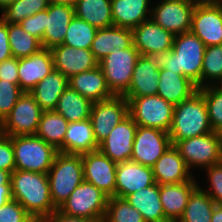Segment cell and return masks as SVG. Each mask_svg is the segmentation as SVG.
<instances>
[{
    "label": "cell",
    "mask_w": 222,
    "mask_h": 222,
    "mask_svg": "<svg viewBox=\"0 0 222 222\" xmlns=\"http://www.w3.org/2000/svg\"><path fill=\"white\" fill-rule=\"evenodd\" d=\"M11 188L13 200L32 217L48 218L56 210L47 174L16 169L11 174Z\"/></svg>",
    "instance_id": "obj_1"
},
{
    "label": "cell",
    "mask_w": 222,
    "mask_h": 222,
    "mask_svg": "<svg viewBox=\"0 0 222 222\" xmlns=\"http://www.w3.org/2000/svg\"><path fill=\"white\" fill-rule=\"evenodd\" d=\"M205 44L191 31L174 36L172 50L159 56L160 67L182 74L201 88Z\"/></svg>",
    "instance_id": "obj_2"
},
{
    "label": "cell",
    "mask_w": 222,
    "mask_h": 222,
    "mask_svg": "<svg viewBox=\"0 0 222 222\" xmlns=\"http://www.w3.org/2000/svg\"><path fill=\"white\" fill-rule=\"evenodd\" d=\"M213 132L206 102L198 90L190 98L174 105L169 136L172 145L178 141Z\"/></svg>",
    "instance_id": "obj_3"
},
{
    "label": "cell",
    "mask_w": 222,
    "mask_h": 222,
    "mask_svg": "<svg viewBox=\"0 0 222 222\" xmlns=\"http://www.w3.org/2000/svg\"><path fill=\"white\" fill-rule=\"evenodd\" d=\"M47 175L52 203L58 209L84 181L82 155L58 152Z\"/></svg>",
    "instance_id": "obj_4"
},
{
    "label": "cell",
    "mask_w": 222,
    "mask_h": 222,
    "mask_svg": "<svg viewBox=\"0 0 222 222\" xmlns=\"http://www.w3.org/2000/svg\"><path fill=\"white\" fill-rule=\"evenodd\" d=\"M16 169L47 174L59 152L36 135L11 136Z\"/></svg>",
    "instance_id": "obj_5"
},
{
    "label": "cell",
    "mask_w": 222,
    "mask_h": 222,
    "mask_svg": "<svg viewBox=\"0 0 222 222\" xmlns=\"http://www.w3.org/2000/svg\"><path fill=\"white\" fill-rule=\"evenodd\" d=\"M129 115L138 126L169 132L173 122L174 105L159 95L125 97Z\"/></svg>",
    "instance_id": "obj_6"
},
{
    "label": "cell",
    "mask_w": 222,
    "mask_h": 222,
    "mask_svg": "<svg viewBox=\"0 0 222 222\" xmlns=\"http://www.w3.org/2000/svg\"><path fill=\"white\" fill-rule=\"evenodd\" d=\"M108 199L95 185L84 180L58 210L68 216L103 222Z\"/></svg>",
    "instance_id": "obj_7"
},
{
    "label": "cell",
    "mask_w": 222,
    "mask_h": 222,
    "mask_svg": "<svg viewBox=\"0 0 222 222\" xmlns=\"http://www.w3.org/2000/svg\"><path fill=\"white\" fill-rule=\"evenodd\" d=\"M139 56L138 50L132 45L126 49H112L110 54L99 62L113 95L124 96L128 92L134 66Z\"/></svg>",
    "instance_id": "obj_8"
},
{
    "label": "cell",
    "mask_w": 222,
    "mask_h": 222,
    "mask_svg": "<svg viewBox=\"0 0 222 222\" xmlns=\"http://www.w3.org/2000/svg\"><path fill=\"white\" fill-rule=\"evenodd\" d=\"M180 152L188 168L205 169L222 162V147L218 132L207 133L178 141L174 145Z\"/></svg>",
    "instance_id": "obj_9"
},
{
    "label": "cell",
    "mask_w": 222,
    "mask_h": 222,
    "mask_svg": "<svg viewBox=\"0 0 222 222\" xmlns=\"http://www.w3.org/2000/svg\"><path fill=\"white\" fill-rule=\"evenodd\" d=\"M43 110L30 92H24L0 123V133L8 136L35 135Z\"/></svg>",
    "instance_id": "obj_10"
},
{
    "label": "cell",
    "mask_w": 222,
    "mask_h": 222,
    "mask_svg": "<svg viewBox=\"0 0 222 222\" xmlns=\"http://www.w3.org/2000/svg\"><path fill=\"white\" fill-rule=\"evenodd\" d=\"M129 115L128 100L124 96L94 102L91 109L90 120L93 133L99 145L110 131Z\"/></svg>",
    "instance_id": "obj_11"
},
{
    "label": "cell",
    "mask_w": 222,
    "mask_h": 222,
    "mask_svg": "<svg viewBox=\"0 0 222 222\" xmlns=\"http://www.w3.org/2000/svg\"><path fill=\"white\" fill-rule=\"evenodd\" d=\"M190 31L206 47L222 45V0L195 6Z\"/></svg>",
    "instance_id": "obj_12"
},
{
    "label": "cell",
    "mask_w": 222,
    "mask_h": 222,
    "mask_svg": "<svg viewBox=\"0 0 222 222\" xmlns=\"http://www.w3.org/2000/svg\"><path fill=\"white\" fill-rule=\"evenodd\" d=\"M171 145L168 132L138 126L130 160L152 167Z\"/></svg>",
    "instance_id": "obj_13"
},
{
    "label": "cell",
    "mask_w": 222,
    "mask_h": 222,
    "mask_svg": "<svg viewBox=\"0 0 222 222\" xmlns=\"http://www.w3.org/2000/svg\"><path fill=\"white\" fill-rule=\"evenodd\" d=\"M133 45L142 56L159 57L172 50L174 36L151 18L132 29Z\"/></svg>",
    "instance_id": "obj_14"
},
{
    "label": "cell",
    "mask_w": 222,
    "mask_h": 222,
    "mask_svg": "<svg viewBox=\"0 0 222 222\" xmlns=\"http://www.w3.org/2000/svg\"><path fill=\"white\" fill-rule=\"evenodd\" d=\"M194 5L180 0H161L151 8V19L173 35L190 31Z\"/></svg>",
    "instance_id": "obj_15"
},
{
    "label": "cell",
    "mask_w": 222,
    "mask_h": 222,
    "mask_svg": "<svg viewBox=\"0 0 222 222\" xmlns=\"http://www.w3.org/2000/svg\"><path fill=\"white\" fill-rule=\"evenodd\" d=\"M84 180L95 185L109 198L115 196L116 165L99 150L82 154Z\"/></svg>",
    "instance_id": "obj_16"
},
{
    "label": "cell",
    "mask_w": 222,
    "mask_h": 222,
    "mask_svg": "<svg viewBox=\"0 0 222 222\" xmlns=\"http://www.w3.org/2000/svg\"><path fill=\"white\" fill-rule=\"evenodd\" d=\"M137 128L138 125L128 115L110 131L98 150L116 163L130 160Z\"/></svg>",
    "instance_id": "obj_17"
},
{
    "label": "cell",
    "mask_w": 222,
    "mask_h": 222,
    "mask_svg": "<svg viewBox=\"0 0 222 222\" xmlns=\"http://www.w3.org/2000/svg\"><path fill=\"white\" fill-rule=\"evenodd\" d=\"M51 52L54 69L61 72L67 79L99 66V62L95 59L90 49L59 44L52 47Z\"/></svg>",
    "instance_id": "obj_18"
},
{
    "label": "cell",
    "mask_w": 222,
    "mask_h": 222,
    "mask_svg": "<svg viewBox=\"0 0 222 222\" xmlns=\"http://www.w3.org/2000/svg\"><path fill=\"white\" fill-rule=\"evenodd\" d=\"M155 183L152 167L131 160L116 165L115 197L125 199L128 195Z\"/></svg>",
    "instance_id": "obj_19"
},
{
    "label": "cell",
    "mask_w": 222,
    "mask_h": 222,
    "mask_svg": "<svg viewBox=\"0 0 222 222\" xmlns=\"http://www.w3.org/2000/svg\"><path fill=\"white\" fill-rule=\"evenodd\" d=\"M54 70L51 49L42 48L28 57L18 58L19 87L30 92L40 81Z\"/></svg>",
    "instance_id": "obj_20"
},
{
    "label": "cell",
    "mask_w": 222,
    "mask_h": 222,
    "mask_svg": "<svg viewBox=\"0 0 222 222\" xmlns=\"http://www.w3.org/2000/svg\"><path fill=\"white\" fill-rule=\"evenodd\" d=\"M159 77L158 57L140 55L134 66L129 90L124 97L157 95Z\"/></svg>",
    "instance_id": "obj_21"
},
{
    "label": "cell",
    "mask_w": 222,
    "mask_h": 222,
    "mask_svg": "<svg viewBox=\"0 0 222 222\" xmlns=\"http://www.w3.org/2000/svg\"><path fill=\"white\" fill-rule=\"evenodd\" d=\"M152 171L158 185L190 181L194 177L174 145H171L156 161Z\"/></svg>",
    "instance_id": "obj_22"
},
{
    "label": "cell",
    "mask_w": 222,
    "mask_h": 222,
    "mask_svg": "<svg viewBox=\"0 0 222 222\" xmlns=\"http://www.w3.org/2000/svg\"><path fill=\"white\" fill-rule=\"evenodd\" d=\"M198 186L194 178L190 181L159 185L160 201L167 221L178 222L190 195Z\"/></svg>",
    "instance_id": "obj_23"
},
{
    "label": "cell",
    "mask_w": 222,
    "mask_h": 222,
    "mask_svg": "<svg viewBox=\"0 0 222 222\" xmlns=\"http://www.w3.org/2000/svg\"><path fill=\"white\" fill-rule=\"evenodd\" d=\"M75 16L74 7L49 4L45 9V32L42 37V47L51 49L63 44L66 31Z\"/></svg>",
    "instance_id": "obj_24"
},
{
    "label": "cell",
    "mask_w": 222,
    "mask_h": 222,
    "mask_svg": "<svg viewBox=\"0 0 222 222\" xmlns=\"http://www.w3.org/2000/svg\"><path fill=\"white\" fill-rule=\"evenodd\" d=\"M68 86L93 103L113 97L100 66L68 79Z\"/></svg>",
    "instance_id": "obj_25"
},
{
    "label": "cell",
    "mask_w": 222,
    "mask_h": 222,
    "mask_svg": "<svg viewBox=\"0 0 222 222\" xmlns=\"http://www.w3.org/2000/svg\"><path fill=\"white\" fill-rule=\"evenodd\" d=\"M149 2L151 0H111L113 26L134 29L149 20L152 10Z\"/></svg>",
    "instance_id": "obj_26"
},
{
    "label": "cell",
    "mask_w": 222,
    "mask_h": 222,
    "mask_svg": "<svg viewBox=\"0 0 222 222\" xmlns=\"http://www.w3.org/2000/svg\"><path fill=\"white\" fill-rule=\"evenodd\" d=\"M133 45L132 29L111 26L99 28L93 39L91 52L95 59L100 62L110 54L112 49H126Z\"/></svg>",
    "instance_id": "obj_27"
},
{
    "label": "cell",
    "mask_w": 222,
    "mask_h": 222,
    "mask_svg": "<svg viewBox=\"0 0 222 222\" xmlns=\"http://www.w3.org/2000/svg\"><path fill=\"white\" fill-rule=\"evenodd\" d=\"M197 91V85L189 78L160 67L157 95L166 101L177 105Z\"/></svg>",
    "instance_id": "obj_28"
},
{
    "label": "cell",
    "mask_w": 222,
    "mask_h": 222,
    "mask_svg": "<svg viewBox=\"0 0 222 222\" xmlns=\"http://www.w3.org/2000/svg\"><path fill=\"white\" fill-rule=\"evenodd\" d=\"M125 199L142 214L145 222H167L157 183L140 189Z\"/></svg>",
    "instance_id": "obj_29"
},
{
    "label": "cell",
    "mask_w": 222,
    "mask_h": 222,
    "mask_svg": "<svg viewBox=\"0 0 222 222\" xmlns=\"http://www.w3.org/2000/svg\"><path fill=\"white\" fill-rule=\"evenodd\" d=\"M67 87L68 79L54 69L30 91V94L43 111H54Z\"/></svg>",
    "instance_id": "obj_30"
},
{
    "label": "cell",
    "mask_w": 222,
    "mask_h": 222,
    "mask_svg": "<svg viewBox=\"0 0 222 222\" xmlns=\"http://www.w3.org/2000/svg\"><path fill=\"white\" fill-rule=\"evenodd\" d=\"M90 118L70 122L64 138V153L85 154L98 150Z\"/></svg>",
    "instance_id": "obj_31"
},
{
    "label": "cell",
    "mask_w": 222,
    "mask_h": 222,
    "mask_svg": "<svg viewBox=\"0 0 222 222\" xmlns=\"http://www.w3.org/2000/svg\"><path fill=\"white\" fill-rule=\"evenodd\" d=\"M92 105L91 100L68 86L60 96L54 111L62 115L69 123L78 122L90 118Z\"/></svg>",
    "instance_id": "obj_32"
},
{
    "label": "cell",
    "mask_w": 222,
    "mask_h": 222,
    "mask_svg": "<svg viewBox=\"0 0 222 222\" xmlns=\"http://www.w3.org/2000/svg\"><path fill=\"white\" fill-rule=\"evenodd\" d=\"M69 122L55 111H43L36 136L64 153V138Z\"/></svg>",
    "instance_id": "obj_33"
},
{
    "label": "cell",
    "mask_w": 222,
    "mask_h": 222,
    "mask_svg": "<svg viewBox=\"0 0 222 222\" xmlns=\"http://www.w3.org/2000/svg\"><path fill=\"white\" fill-rule=\"evenodd\" d=\"M75 16L96 28L113 26L111 0H78Z\"/></svg>",
    "instance_id": "obj_34"
},
{
    "label": "cell",
    "mask_w": 222,
    "mask_h": 222,
    "mask_svg": "<svg viewBox=\"0 0 222 222\" xmlns=\"http://www.w3.org/2000/svg\"><path fill=\"white\" fill-rule=\"evenodd\" d=\"M215 205L214 200L198 186L190 195L178 222H211Z\"/></svg>",
    "instance_id": "obj_35"
},
{
    "label": "cell",
    "mask_w": 222,
    "mask_h": 222,
    "mask_svg": "<svg viewBox=\"0 0 222 222\" xmlns=\"http://www.w3.org/2000/svg\"><path fill=\"white\" fill-rule=\"evenodd\" d=\"M8 41L15 58L31 56L43 48L41 41L26 32L19 23H8Z\"/></svg>",
    "instance_id": "obj_36"
},
{
    "label": "cell",
    "mask_w": 222,
    "mask_h": 222,
    "mask_svg": "<svg viewBox=\"0 0 222 222\" xmlns=\"http://www.w3.org/2000/svg\"><path fill=\"white\" fill-rule=\"evenodd\" d=\"M206 80L209 83L212 82L209 84ZM208 85H222V45H211L205 48L201 72V88Z\"/></svg>",
    "instance_id": "obj_37"
},
{
    "label": "cell",
    "mask_w": 222,
    "mask_h": 222,
    "mask_svg": "<svg viewBox=\"0 0 222 222\" xmlns=\"http://www.w3.org/2000/svg\"><path fill=\"white\" fill-rule=\"evenodd\" d=\"M98 28L74 16L70 22L63 44L82 49H91Z\"/></svg>",
    "instance_id": "obj_38"
},
{
    "label": "cell",
    "mask_w": 222,
    "mask_h": 222,
    "mask_svg": "<svg viewBox=\"0 0 222 222\" xmlns=\"http://www.w3.org/2000/svg\"><path fill=\"white\" fill-rule=\"evenodd\" d=\"M49 4L48 0H15L2 11L1 18L6 23H20L26 17L47 9Z\"/></svg>",
    "instance_id": "obj_39"
},
{
    "label": "cell",
    "mask_w": 222,
    "mask_h": 222,
    "mask_svg": "<svg viewBox=\"0 0 222 222\" xmlns=\"http://www.w3.org/2000/svg\"><path fill=\"white\" fill-rule=\"evenodd\" d=\"M103 222H145L142 214L126 199L110 197Z\"/></svg>",
    "instance_id": "obj_40"
},
{
    "label": "cell",
    "mask_w": 222,
    "mask_h": 222,
    "mask_svg": "<svg viewBox=\"0 0 222 222\" xmlns=\"http://www.w3.org/2000/svg\"><path fill=\"white\" fill-rule=\"evenodd\" d=\"M204 96L212 130L222 129V85H208L198 89Z\"/></svg>",
    "instance_id": "obj_41"
},
{
    "label": "cell",
    "mask_w": 222,
    "mask_h": 222,
    "mask_svg": "<svg viewBox=\"0 0 222 222\" xmlns=\"http://www.w3.org/2000/svg\"><path fill=\"white\" fill-rule=\"evenodd\" d=\"M23 93L19 85L0 80V123L10 114Z\"/></svg>",
    "instance_id": "obj_42"
},
{
    "label": "cell",
    "mask_w": 222,
    "mask_h": 222,
    "mask_svg": "<svg viewBox=\"0 0 222 222\" xmlns=\"http://www.w3.org/2000/svg\"><path fill=\"white\" fill-rule=\"evenodd\" d=\"M206 171L210 188L204 192H206L217 205H222V162L206 168Z\"/></svg>",
    "instance_id": "obj_43"
},
{
    "label": "cell",
    "mask_w": 222,
    "mask_h": 222,
    "mask_svg": "<svg viewBox=\"0 0 222 222\" xmlns=\"http://www.w3.org/2000/svg\"><path fill=\"white\" fill-rule=\"evenodd\" d=\"M29 217L25 208L13 199L0 206V222H25Z\"/></svg>",
    "instance_id": "obj_44"
},
{
    "label": "cell",
    "mask_w": 222,
    "mask_h": 222,
    "mask_svg": "<svg viewBox=\"0 0 222 222\" xmlns=\"http://www.w3.org/2000/svg\"><path fill=\"white\" fill-rule=\"evenodd\" d=\"M0 169L10 172L16 170L11 136L0 133Z\"/></svg>",
    "instance_id": "obj_45"
},
{
    "label": "cell",
    "mask_w": 222,
    "mask_h": 222,
    "mask_svg": "<svg viewBox=\"0 0 222 222\" xmlns=\"http://www.w3.org/2000/svg\"><path fill=\"white\" fill-rule=\"evenodd\" d=\"M19 24L26 32L38 38L42 44V37L46 29L45 10L37 12L32 16L26 17Z\"/></svg>",
    "instance_id": "obj_46"
},
{
    "label": "cell",
    "mask_w": 222,
    "mask_h": 222,
    "mask_svg": "<svg viewBox=\"0 0 222 222\" xmlns=\"http://www.w3.org/2000/svg\"><path fill=\"white\" fill-rule=\"evenodd\" d=\"M0 80L19 85L18 58L11 57L0 63Z\"/></svg>",
    "instance_id": "obj_47"
},
{
    "label": "cell",
    "mask_w": 222,
    "mask_h": 222,
    "mask_svg": "<svg viewBox=\"0 0 222 222\" xmlns=\"http://www.w3.org/2000/svg\"><path fill=\"white\" fill-rule=\"evenodd\" d=\"M12 57L8 41V23L0 17V63Z\"/></svg>",
    "instance_id": "obj_48"
},
{
    "label": "cell",
    "mask_w": 222,
    "mask_h": 222,
    "mask_svg": "<svg viewBox=\"0 0 222 222\" xmlns=\"http://www.w3.org/2000/svg\"><path fill=\"white\" fill-rule=\"evenodd\" d=\"M47 222H100L81 217L68 216L56 209L48 218Z\"/></svg>",
    "instance_id": "obj_49"
},
{
    "label": "cell",
    "mask_w": 222,
    "mask_h": 222,
    "mask_svg": "<svg viewBox=\"0 0 222 222\" xmlns=\"http://www.w3.org/2000/svg\"><path fill=\"white\" fill-rule=\"evenodd\" d=\"M13 199L11 184L0 185V206Z\"/></svg>",
    "instance_id": "obj_50"
},
{
    "label": "cell",
    "mask_w": 222,
    "mask_h": 222,
    "mask_svg": "<svg viewBox=\"0 0 222 222\" xmlns=\"http://www.w3.org/2000/svg\"><path fill=\"white\" fill-rule=\"evenodd\" d=\"M211 222H222V205H215Z\"/></svg>",
    "instance_id": "obj_51"
},
{
    "label": "cell",
    "mask_w": 222,
    "mask_h": 222,
    "mask_svg": "<svg viewBox=\"0 0 222 222\" xmlns=\"http://www.w3.org/2000/svg\"><path fill=\"white\" fill-rule=\"evenodd\" d=\"M11 184V173L0 169V185Z\"/></svg>",
    "instance_id": "obj_52"
},
{
    "label": "cell",
    "mask_w": 222,
    "mask_h": 222,
    "mask_svg": "<svg viewBox=\"0 0 222 222\" xmlns=\"http://www.w3.org/2000/svg\"><path fill=\"white\" fill-rule=\"evenodd\" d=\"M50 4L67 5L75 7L78 0H48Z\"/></svg>",
    "instance_id": "obj_53"
},
{
    "label": "cell",
    "mask_w": 222,
    "mask_h": 222,
    "mask_svg": "<svg viewBox=\"0 0 222 222\" xmlns=\"http://www.w3.org/2000/svg\"><path fill=\"white\" fill-rule=\"evenodd\" d=\"M193 4L194 6L210 3L214 0H180Z\"/></svg>",
    "instance_id": "obj_54"
},
{
    "label": "cell",
    "mask_w": 222,
    "mask_h": 222,
    "mask_svg": "<svg viewBox=\"0 0 222 222\" xmlns=\"http://www.w3.org/2000/svg\"><path fill=\"white\" fill-rule=\"evenodd\" d=\"M25 222H47L45 217H29Z\"/></svg>",
    "instance_id": "obj_55"
},
{
    "label": "cell",
    "mask_w": 222,
    "mask_h": 222,
    "mask_svg": "<svg viewBox=\"0 0 222 222\" xmlns=\"http://www.w3.org/2000/svg\"><path fill=\"white\" fill-rule=\"evenodd\" d=\"M15 0H0V9L3 11L9 4L13 3Z\"/></svg>",
    "instance_id": "obj_56"
},
{
    "label": "cell",
    "mask_w": 222,
    "mask_h": 222,
    "mask_svg": "<svg viewBox=\"0 0 222 222\" xmlns=\"http://www.w3.org/2000/svg\"><path fill=\"white\" fill-rule=\"evenodd\" d=\"M219 136H220V141H221V147H222V129L220 131H218Z\"/></svg>",
    "instance_id": "obj_57"
}]
</instances>
